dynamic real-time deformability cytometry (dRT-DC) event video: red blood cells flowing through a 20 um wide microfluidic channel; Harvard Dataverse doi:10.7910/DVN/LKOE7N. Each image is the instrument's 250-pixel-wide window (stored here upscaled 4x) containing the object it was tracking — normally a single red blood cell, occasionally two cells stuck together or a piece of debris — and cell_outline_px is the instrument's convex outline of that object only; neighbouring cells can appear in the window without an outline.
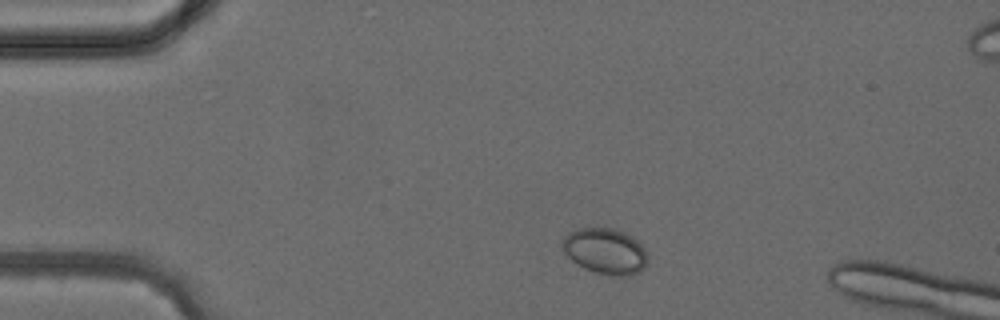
{"species": "common noctule bat (a hibernating species)", "species_latin": "Nyctalus noctula", "temperature_condition": "cold", "stored_images_in_passage": 3, "camera_frame_rate_fps": 3000, "um_per_image_px": 0.085, "animal": {"sex": "female", "body_mass_g": 24.6, "forearm_length_mm": 56.2}, "frame": {"image": 1, "passage_image": 1, "time_ms": 0.0, "image_size_px": [1000, 320], "cell_outline_px": [[648, 260], [644, 268], [640, 272], [632, 276], [620, 276], [596, 272], [584, 268], [576, 264], [564, 252], [560, 244], [560, 240], [568, 232], [580, 228], [612, 228], [636, 240], [644, 248], [648, 256]], "centroid_in_image_um": [51.42, 21.36], "position_along_channel_um": 33.6, "area_um2": 22.77}}